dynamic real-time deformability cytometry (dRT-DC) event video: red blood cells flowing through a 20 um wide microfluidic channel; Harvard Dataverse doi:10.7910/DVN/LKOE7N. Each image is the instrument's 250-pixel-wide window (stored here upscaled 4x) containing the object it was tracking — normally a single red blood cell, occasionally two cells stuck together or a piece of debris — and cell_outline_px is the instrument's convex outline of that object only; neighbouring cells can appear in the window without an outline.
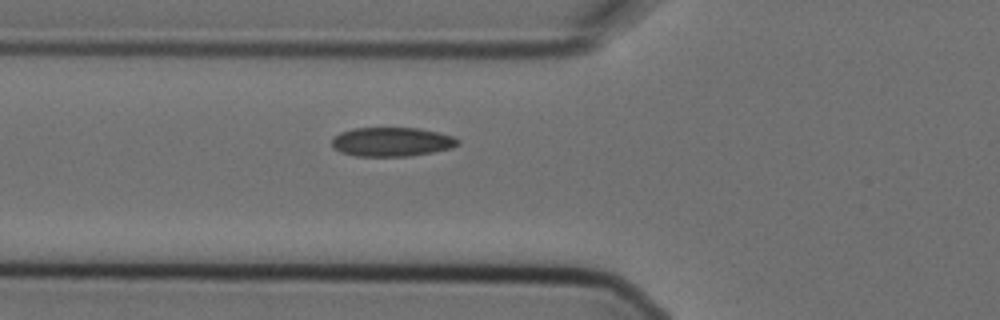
{"species": "Egyptian fruit bat (a non-hibernating species)", "species_latin": "Rousettus aegyptiacus", "temperature_condition": "cold", "stored_images_in_passage": 8, "camera_frame_rate_fps": 3000, "um_per_image_px": 0.085, "animal": {"sex": "female"}, "frame": {"image": 1, "passage_image": 8, "time_ms": 2.333, "image_size_px": [1000, 320], "cell_outline_px": [[460, 144], [452, 148], [432, 152], [408, 156], [356, 156], [340, 152], [332, 148], [332, 140], [340, 132], [352, 128], [416, 128], [436, 132], [452, 136], [460, 140]], "centroid_in_image_um": [33.29, 12.06], "position_along_channel_um": 92.5, "area_um2": 21.33}}